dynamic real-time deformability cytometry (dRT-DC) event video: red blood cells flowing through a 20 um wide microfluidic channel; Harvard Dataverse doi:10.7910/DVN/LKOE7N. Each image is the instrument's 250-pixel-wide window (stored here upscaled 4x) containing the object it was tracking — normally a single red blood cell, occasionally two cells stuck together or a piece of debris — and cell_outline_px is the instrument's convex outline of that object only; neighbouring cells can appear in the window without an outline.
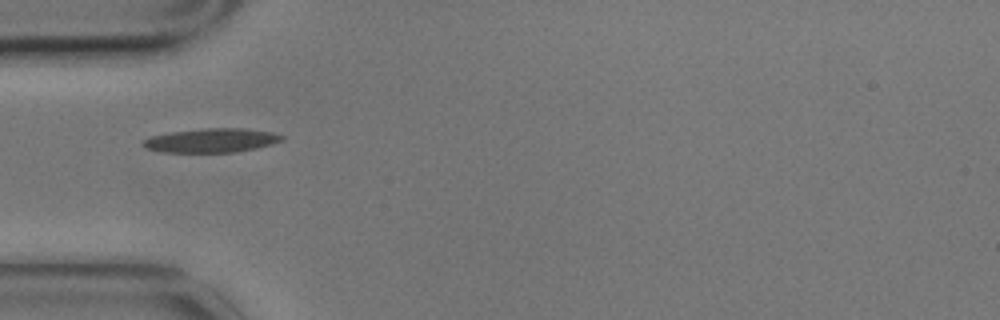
{"species": "common noctule bat (a hibernating species)", "species_latin": "Nyctalus noctula", "temperature_condition": "cold", "stored_images_in_passage": 4, "camera_frame_rate_fps": 3000, "um_per_image_px": 0.085, "animal": {"sex": "male", "body_mass_g": 17.9}, "frame": {"image": 1, "passage_image": 1, "time_ms": 0.0, "image_size_px": [1000, 320], "cell_outline_px": [[284, 140], [272, 144], [256, 148], [236, 152], [160, 152], [144, 148], [140, 144], [144, 140], [152, 136], [172, 132], [204, 128], [244, 128], [272, 132], [284, 136]], "centroid_in_image_um": [17.98, 11.94], "position_along_channel_um": 67.0, "area_um2": 19.48}}